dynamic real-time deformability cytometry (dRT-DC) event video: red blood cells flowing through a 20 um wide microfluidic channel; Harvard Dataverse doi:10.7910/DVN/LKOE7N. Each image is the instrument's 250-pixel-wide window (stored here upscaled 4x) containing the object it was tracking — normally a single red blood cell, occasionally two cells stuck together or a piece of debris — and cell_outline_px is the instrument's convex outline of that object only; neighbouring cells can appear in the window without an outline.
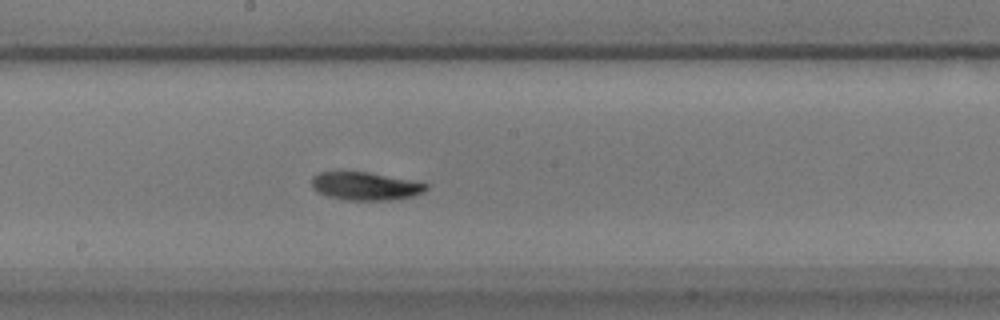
{"species": "common noctule bat (a hibernating species)", "species_latin": "Nyctalus noctula", "temperature_condition": "warm", "stored_images_in_passage": 47, "camera_frame_rate_fps": 3000, "um_per_image_px": 0.085, "animal": {"sex": "male", "body_mass_g": 17.9}, "frame": {"image": 1, "passage_image": 22, "time_ms": 7.0, "image_size_px": [1000, 320], "cell_outline_px": [[428, 188], [424, 192], [412, 196], [392, 200], [348, 200], [328, 196], [316, 192], [312, 188], [312, 176], [320, 172], [368, 172], [412, 180], [428, 184]], "centroid_in_image_um": [31.06, 15.82], "position_along_channel_um": 217.1, "area_um2": 18.73}}
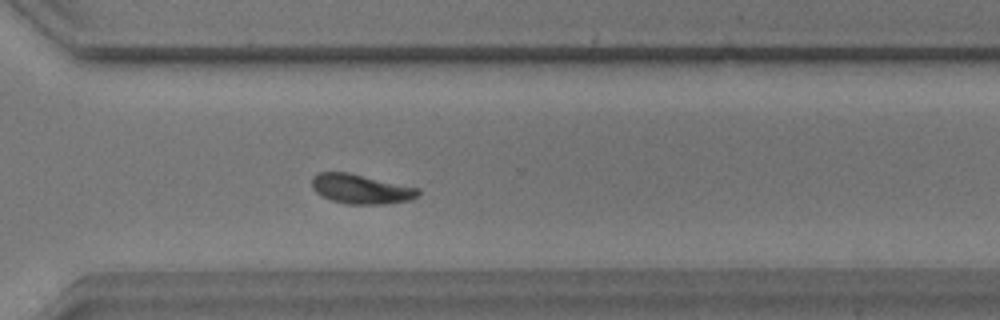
{"frame": {"image": 2, "passage_image": 32, "time_ms": 10.333, "image_size_px": [1000, 320], "cell_outline_px": [[420, 196], [412, 200], [384, 204], [344, 204], [332, 200], [316, 192], [312, 188], [312, 176], [320, 172], [348, 172], [420, 188]], "centroid_in_image_um": [30.72, 16.07], "position_along_channel_um": 339.9, "area_um2": 18.44}}
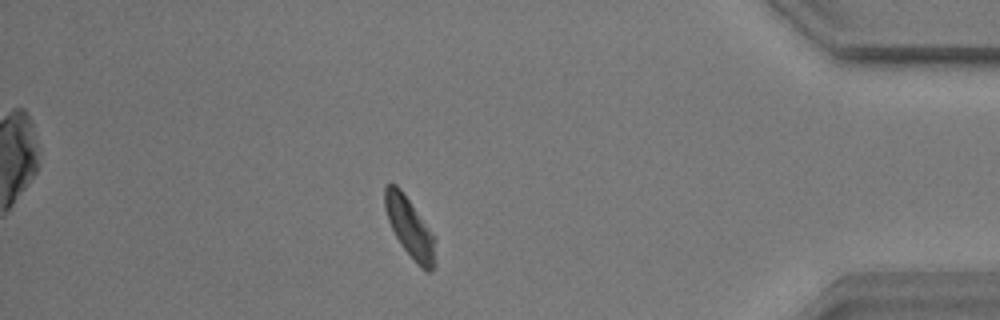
{"frame": {"image": 3, "passage_image": 40, "time_ms": 13.0, "image_size_px": [1000, 320], "cell_outline_px": [[436, 264], [432, 272], [424, 272], [416, 264], [400, 244], [388, 220], [384, 208], [384, 188], [388, 184], [396, 184], [400, 188], [436, 236]], "centroid_in_image_um": [34.88, 19.41], "position_along_channel_um": 400.3, "area_um2": 18.09}, "authors_computed_cell_mechanics": {"area_um2": 17.918, "velocity_mm_per_s": 3.6857, "shape_relaxation_time_tau1_ms": 5.0341, "shape_relaxation_time_tau2_ms": null, "deformation_change_tau1": 0.1465, "deformation_change_tau2": null}}